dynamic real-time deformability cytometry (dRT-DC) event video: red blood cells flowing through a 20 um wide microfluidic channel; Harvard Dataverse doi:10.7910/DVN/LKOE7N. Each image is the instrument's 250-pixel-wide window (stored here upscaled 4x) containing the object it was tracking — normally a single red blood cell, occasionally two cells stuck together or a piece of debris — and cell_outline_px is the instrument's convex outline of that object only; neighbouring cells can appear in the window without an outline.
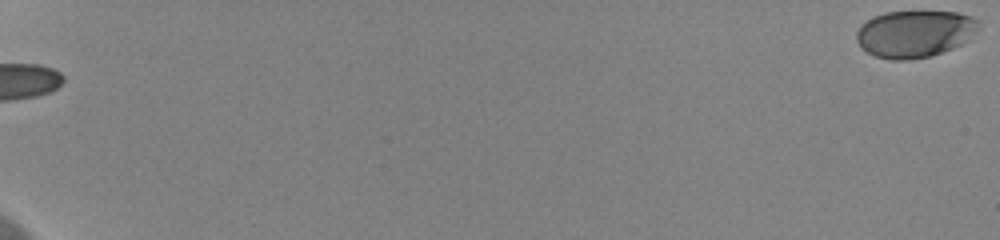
{"species": "human", "species_latin": "Homo sapiens", "temperature_condition": "cold", "stored_images_in_passage": 55, "camera_frame_rate_fps": 3000, "um_per_image_px": 0.085, "donor": {"sex": "female"}, "frame": {"image": 1, "passage_image": 1, "time_ms": 0.0, "image_size_px": [1000, 240], "cell_outline_px": [[980, 28], [968, 40], [952, 48], [928, 56], [908, 60], [892, 60], [876, 56], [860, 48], [856, 40], [856, 32], [872, 16], [884, 12], [956, 12], [972, 16], [980, 20]], "centroid_in_image_um": [77.77, 2.86], "position_along_channel_um": 7.2, "area_um2": 33.47}}
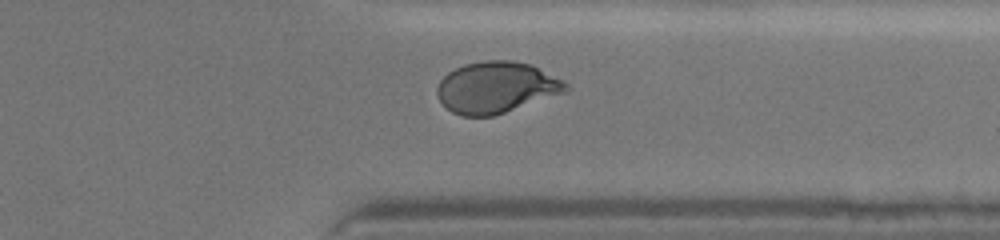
{"frame": {"image": 2, "passage_image": 50, "time_ms": 16.333, "image_size_px": [1000, 240], "cell_outline_px": [[568, 88], [560, 92], [504, 112], [492, 116], [464, 116], [452, 112], [440, 100], [436, 92], [436, 88], [440, 80], [448, 72], [464, 64], [484, 60], [512, 60], [532, 64], [560, 80]], "centroid_in_image_um": [42.08, 7.4], "position_along_channel_um": 369.3, "area_um2": 37.51}}
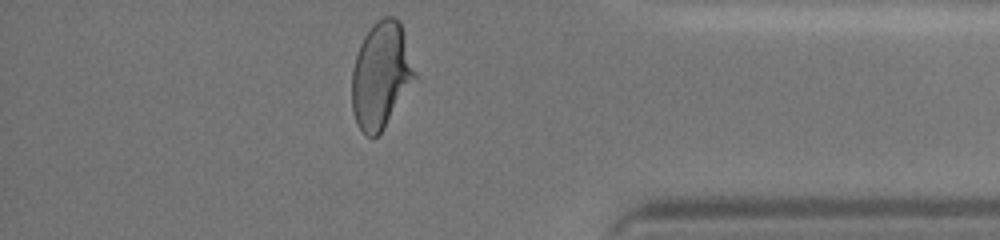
{"frame": {"image": 3, "passage_image": 54, "time_ms": 17.667, "image_size_px": [1000, 240], "cell_outline_px": [[416, 76], [384, 128], [372, 140], [356, 124], [352, 112], [352, 68], [360, 44], [364, 36], [372, 24], [376, 20], [384, 16], [392, 16], [400, 20], [416, 72]], "centroid_in_image_um": [32.36, 6.37], "position_along_channel_um": 402.8, "area_um2": 38.78}, "authors_computed_cell_mechanics": {"area_um2": 37.3966, "velocity_mm_per_s": 3.6426, "shape_relaxation_time_tau1_ms": 4.2017, "shape_relaxation_time_tau2_ms": 0.6464, "deformation_change_tau1": 0.1584, "deformation_change_tau2": 0.0529}}